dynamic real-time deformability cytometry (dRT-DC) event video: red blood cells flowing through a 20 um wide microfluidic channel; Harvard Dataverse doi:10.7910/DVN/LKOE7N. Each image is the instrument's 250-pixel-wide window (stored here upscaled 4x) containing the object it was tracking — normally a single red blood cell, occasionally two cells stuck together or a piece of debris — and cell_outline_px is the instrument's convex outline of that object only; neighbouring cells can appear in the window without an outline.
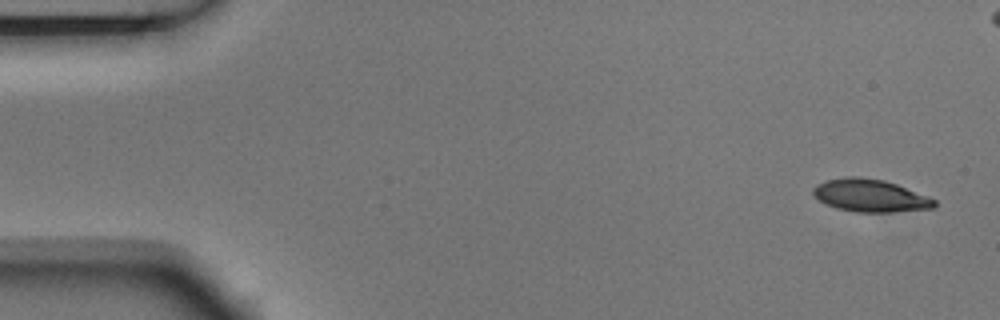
{"species": "Egyptian fruit bat (a non-hibernating species)", "species_latin": "Rousettus aegyptiacus", "temperature_condition": "room temperature", "stored_images_in_passage": 5, "camera_frame_rate_fps": 3000, "um_per_image_px": 0.085, "animal": {"sex": "male"}, "frame": {"image": 1, "passage_image": 1, "time_ms": 0.0, "image_size_px": [1000, 320], "cell_outline_px": [[936, 204], [932, 208], [892, 212], [856, 212], [836, 208], [820, 200], [812, 192], [812, 188], [816, 184], [828, 180], [848, 176], [860, 176], [884, 180], [896, 184], [928, 196], [936, 200]], "centroid_in_image_um": [73.97, 16.62], "position_along_channel_um": 11.0, "area_um2": 22.89}}